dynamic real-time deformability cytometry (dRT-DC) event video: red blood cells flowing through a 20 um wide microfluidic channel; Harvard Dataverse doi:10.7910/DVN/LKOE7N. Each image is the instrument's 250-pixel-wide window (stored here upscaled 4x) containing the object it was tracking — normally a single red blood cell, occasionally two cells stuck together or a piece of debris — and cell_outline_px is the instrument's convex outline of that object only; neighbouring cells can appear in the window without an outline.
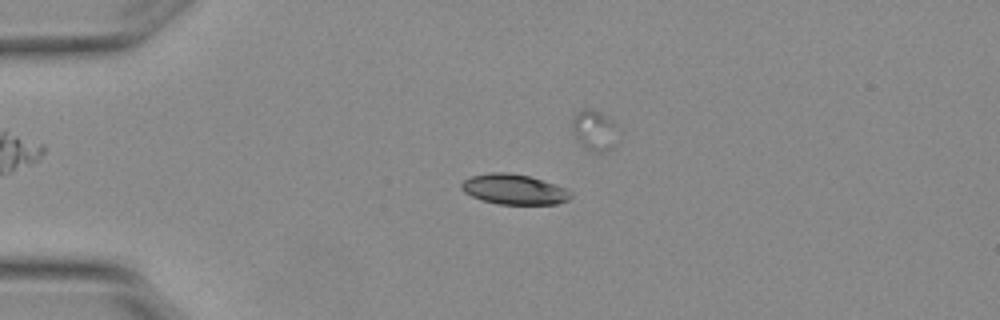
{"species": "Egyptian fruit bat (a non-hibernating species)", "species_latin": "Rousettus aegyptiacus", "temperature_condition": "warm", "stored_images_in_passage": 8, "camera_frame_rate_fps": 3000, "um_per_image_px": 0.085, "animal": {"sex": "female"}, "frame": {"image": 1, "passage_image": 3, "time_ms": 0.667, "image_size_px": [1000, 320], "cell_outline_px": [[572, 196], [568, 200], [556, 204], [496, 204], [472, 196], [464, 192], [460, 188], [460, 184], [464, 180], [472, 176], [488, 172], [508, 172], [528, 176], [564, 188], [572, 192]], "centroid_in_image_um": [43.66, 16.09], "position_along_channel_um": 41.3, "area_um2": 19.07}}
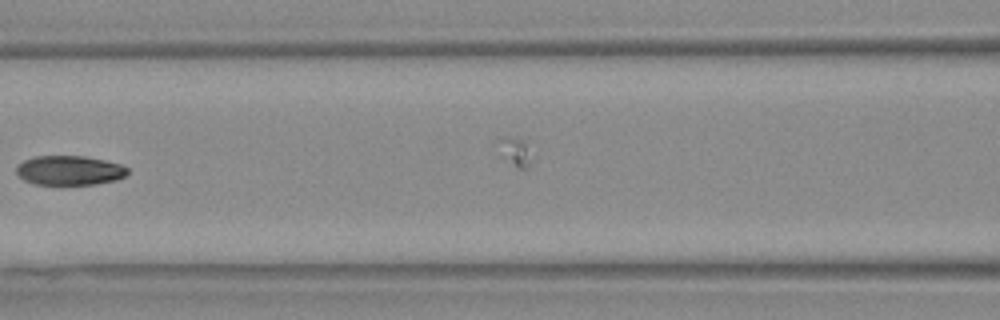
{"frame": {"image": 2, "passage_image": 6, "time_ms": 1.667, "image_size_px": [1000, 320], "cell_outline_px": [[128, 172], [124, 176], [116, 180], [96, 184], [36, 184], [24, 180], [16, 172], [16, 164], [24, 160], [36, 156], [84, 156], [104, 160], [120, 164], [128, 168]], "centroid_in_image_um": [5.89, 14.48], "position_along_channel_um": 160.7, "area_um2": 19.02}}
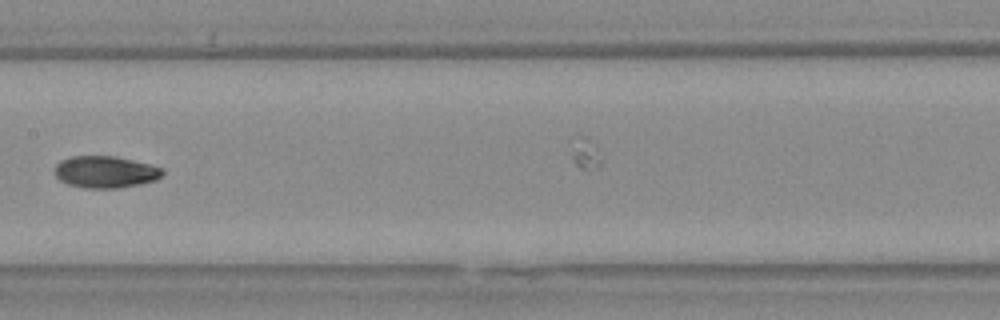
{"frame": {"image": 3, "passage_image": 7, "time_ms": 2.0, "image_size_px": [1000, 320], "cell_outline_px": [[164, 172], [156, 180], [140, 184], [116, 188], [84, 188], [68, 184], [60, 180], [52, 172], [56, 164], [60, 160], [72, 156], [116, 156], [164, 168]], "centroid_in_image_um": [8.92, 14.61], "position_along_channel_um": 198.5, "area_um2": 20.11}}